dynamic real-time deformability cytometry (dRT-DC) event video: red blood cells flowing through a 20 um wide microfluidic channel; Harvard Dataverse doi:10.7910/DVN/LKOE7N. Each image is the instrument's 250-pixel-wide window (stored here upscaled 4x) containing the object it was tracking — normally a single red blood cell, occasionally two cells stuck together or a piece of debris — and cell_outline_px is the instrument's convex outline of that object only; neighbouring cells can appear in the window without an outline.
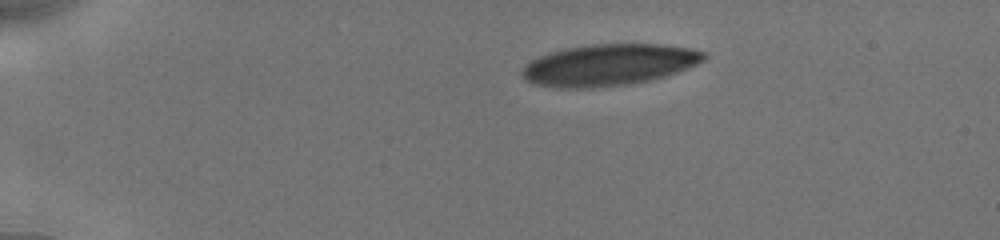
{"species": "human", "species_latin": "Homo sapiens", "temperature_condition": "cold", "stored_images_in_passage": 35, "camera_frame_rate_fps": 3000, "um_per_image_px": 0.085, "donor": {"sex": "male"}, "frame": {"image": 1, "passage_image": 1, "time_ms": 0.0, "image_size_px": [1000, 240], "cell_outline_px": [[708, 56], [704, 60], [688, 68], [652, 80], [628, 84], [592, 88], [556, 88], [536, 84], [524, 80], [520, 72], [532, 60], [540, 56], [564, 48], [588, 44], [660, 44], [688, 48], [708, 52]], "centroid_in_image_um": [51.77, 5.51], "position_along_channel_um": 33.2, "area_um2": 44.04}}
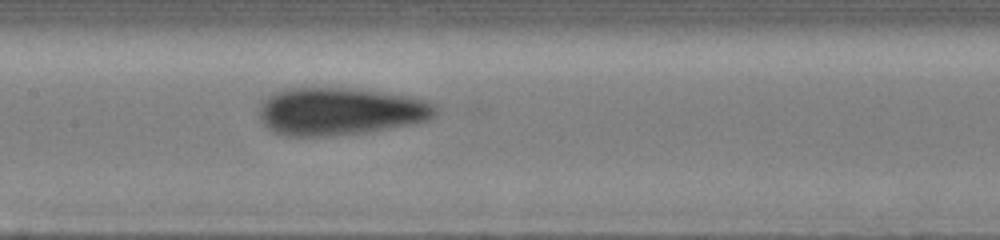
{"frame": {"image": 2, "passage_image": 15, "time_ms": 5.667, "image_size_px": [1000, 240], "cell_outline_px": [[436, 112], [432, 120], [416, 124], [368, 132], [332, 136], [284, 136], [272, 132], [260, 120], [260, 100], [276, 92], [288, 88], [348, 88], [412, 96], [436, 104]], "centroid_in_image_um": [28.93, 9.48], "position_along_channel_um": 178.5, "area_um2": 49.48}}
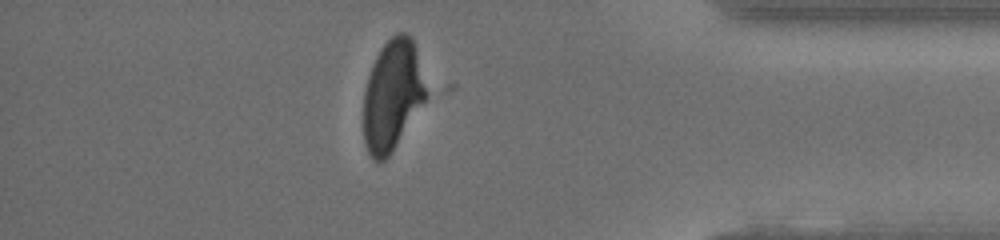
{"frame": {"image": 3, "passage_image": 30, "time_ms": 12.0, "image_size_px": [1000, 240], "cell_outline_px": [[428, 96], [388, 156], [384, 160], [372, 160], [364, 144], [364, 92], [368, 76], [372, 64], [380, 48], [396, 32], [404, 32], [412, 36]], "centroid_in_image_um": [33.33, 8.07], "position_along_channel_um": 401.9, "area_um2": 39.88}, "authors_computed_cell_mechanics": {"area_um2": 46.0666, "velocity_mm_per_s": 3.9105, "shape_relaxation_time_tau1_ms": 9.4186, "shape_relaxation_time_tau2_ms": 1.3128, "deformation_change_tau1": 0.183, "deformation_change_tau2": 0.0697}}